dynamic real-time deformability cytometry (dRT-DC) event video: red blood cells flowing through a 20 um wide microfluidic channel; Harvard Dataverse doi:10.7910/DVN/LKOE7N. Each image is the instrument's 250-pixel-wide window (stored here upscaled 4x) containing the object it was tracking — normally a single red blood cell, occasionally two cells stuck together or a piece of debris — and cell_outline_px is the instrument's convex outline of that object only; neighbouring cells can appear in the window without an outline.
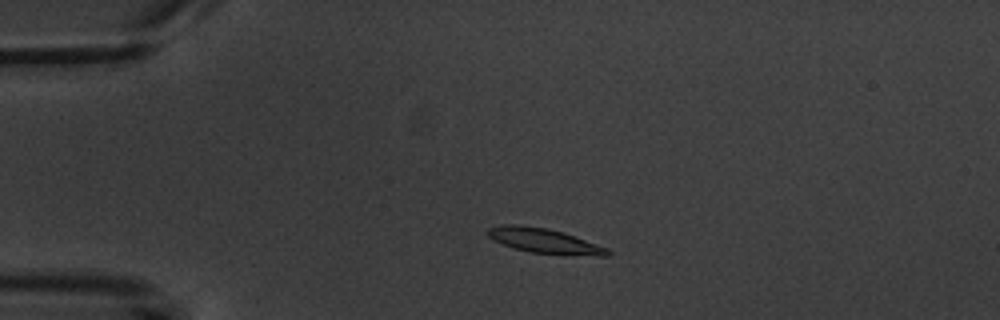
{"species": "common noctule bat (a hibernating species)", "species_latin": "Nyctalus noctula", "temperature_condition": "warm", "stored_images_in_passage": 2, "camera_frame_rate_fps": 3000, "um_per_image_px": 0.085, "animal": {"sex": "male", "body_mass_g": 20.1, "forearm_length_mm": 53.5}, "frame": {"image": 1, "passage_image": 1, "time_ms": 0.0, "image_size_px": [1000, 320], "cell_outline_px": [[612, 252], [608, 256], [600, 256], [532, 252], [512, 248], [492, 240], [484, 232], [488, 228], [504, 224], [520, 224], [548, 228], [608, 248]], "centroid_in_image_um": [46.18, 20.45], "position_along_channel_um": 38.8, "area_um2": 17.17}}